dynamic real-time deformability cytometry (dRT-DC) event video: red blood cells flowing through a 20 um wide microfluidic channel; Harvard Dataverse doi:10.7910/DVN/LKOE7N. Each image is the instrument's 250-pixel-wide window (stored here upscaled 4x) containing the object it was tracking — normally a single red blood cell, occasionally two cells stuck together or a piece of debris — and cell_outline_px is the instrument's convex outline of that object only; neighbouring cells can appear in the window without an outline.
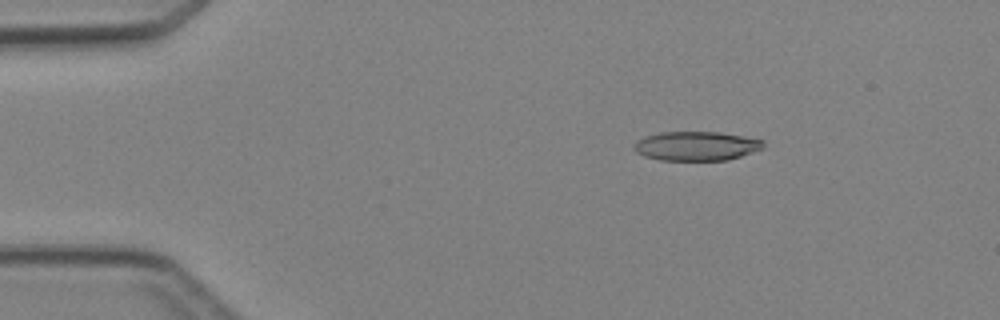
{"species": "Egyptian fruit bat (a non-hibernating species)", "species_latin": "Rousettus aegyptiacus", "temperature_condition": "cold", "stored_images_in_passage": 4, "camera_frame_rate_fps": 3000, "um_per_image_px": 0.085, "animal": {"sex": "female"}, "frame": {"image": 1, "passage_image": 2, "time_ms": 1.333, "image_size_px": [1000, 320], "cell_outline_px": [[764, 148], [728, 160], [660, 160], [644, 156], [636, 152], [632, 148], [632, 144], [636, 140], [644, 136], [660, 132], [716, 132], [764, 140]], "centroid_in_image_um": [59.12, 12.41], "position_along_channel_um": 25.9, "area_um2": 22.02}}